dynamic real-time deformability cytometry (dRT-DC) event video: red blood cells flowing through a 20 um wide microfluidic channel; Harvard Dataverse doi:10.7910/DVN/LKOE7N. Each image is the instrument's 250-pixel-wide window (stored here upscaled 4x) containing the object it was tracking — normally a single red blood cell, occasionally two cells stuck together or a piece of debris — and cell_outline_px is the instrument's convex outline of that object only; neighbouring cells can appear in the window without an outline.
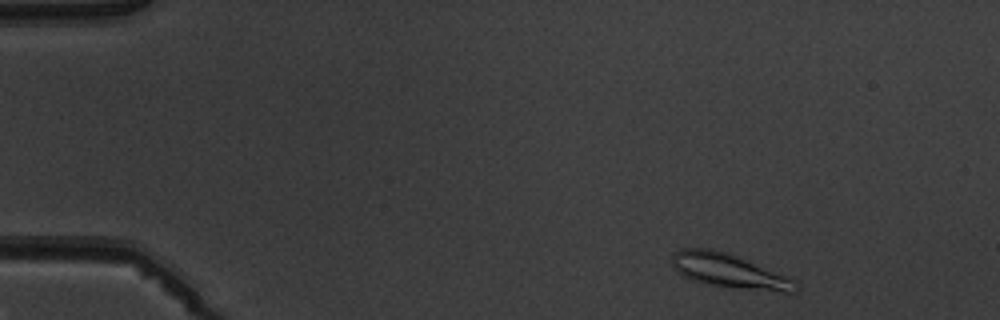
{"species": "common noctule bat (a hibernating species)", "species_latin": "Nyctalus noctula", "temperature_condition": "warm", "stored_images_in_passage": 4, "camera_frame_rate_fps": 3000, "um_per_image_px": 0.085, "animal": {"sex": "male", "body_mass_g": 19.5, "forearm_length_mm": 54.6}, "frame": {"image": 1, "passage_image": 1, "time_ms": 0.0, "image_size_px": [1000, 320], "cell_outline_px": [[800, 288], [796, 292], [784, 292], [740, 288], [712, 284], [692, 280], [676, 272], [672, 264], [672, 256], [680, 248], [712, 248], [728, 252], [784, 276], [800, 284]], "centroid_in_image_um": [61.94, 23.01], "position_along_channel_um": 23.1, "area_um2": 24.16}}